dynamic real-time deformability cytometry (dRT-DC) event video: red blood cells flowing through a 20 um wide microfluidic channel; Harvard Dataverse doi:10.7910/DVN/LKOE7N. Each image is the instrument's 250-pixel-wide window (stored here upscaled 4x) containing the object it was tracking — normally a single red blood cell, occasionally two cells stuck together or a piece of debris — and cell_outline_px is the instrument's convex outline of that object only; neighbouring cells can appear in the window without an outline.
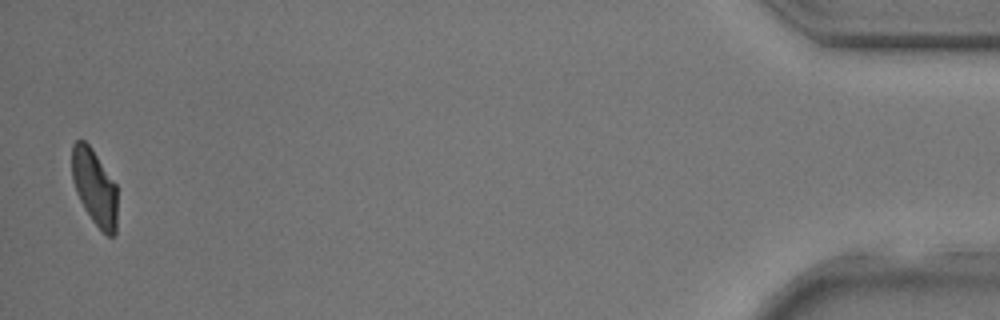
{"species": "common noctule bat (a hibernating species)", "species_latin": "Nyctalus noctula", "temperature_condition": "room temperature", "stored_images_in_passage": 37, "camera_frame_rate_fps": 3000, "um_per_image_px": 0.085, "animal": {"sex": "male", "body_mass_g": 17.9, "forearm_length_mm": 54.2}, "frame": {"image": 1, "passage_image": 37, "time_ms": 12.0, "image_size_px": [1000, 320], "cell_outline_px": [[116, 232], [112, 236], [108, 236], [92, 220], [84, 208], [76, 192], [72, 180], [72, 144], [76, 140], [84, 140], [92, 148], [116, 184]], "centroid_in_image_um": [8.02, 15.89], "position_along_channel_um": 427.2, "area_um2": 19.94}}